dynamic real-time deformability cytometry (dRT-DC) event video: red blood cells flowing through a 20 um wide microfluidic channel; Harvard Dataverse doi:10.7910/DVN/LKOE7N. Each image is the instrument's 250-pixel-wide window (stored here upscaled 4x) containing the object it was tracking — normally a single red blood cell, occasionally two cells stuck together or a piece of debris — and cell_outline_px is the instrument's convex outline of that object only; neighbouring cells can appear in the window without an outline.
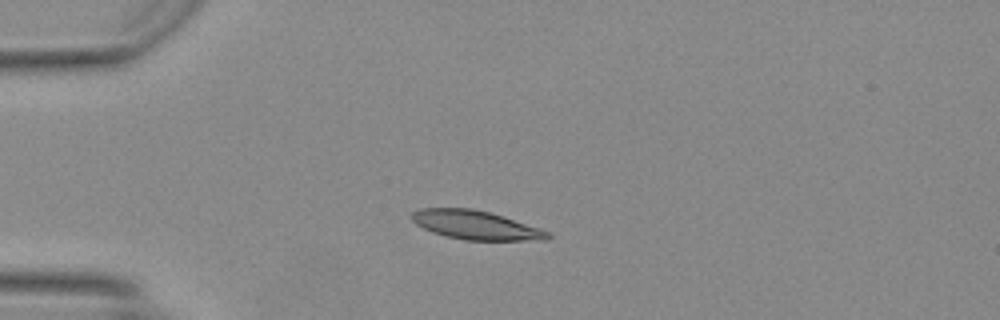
{"species": "Egyptian fruit bat (a non-hibernating species)", "species_latin": "Rousettus aegyptiacus", "temperature_condition": "warm", "stored_images_in_passage": 38, "camera_frame_rate_fps": 3000, "um_per_image_px": 0.085, "animal": {"sex": "female"}, "frame": {"image": 1, "passage_image": 1, "time_ms": 0.0, "image_size_px": [1000, 320], "cell_outline_px": [[552, 236], [548, 240], [464, 240], [432, 232], [416, 224], [412, 220], [412, 212], [420, 208], [472, 208], [488, 212], [540, 228], [548, 232]], "centroid_in_image_um": [40.43, 19.13], "position_along_channel_um": 44.6, "area_um2": 22.6}}
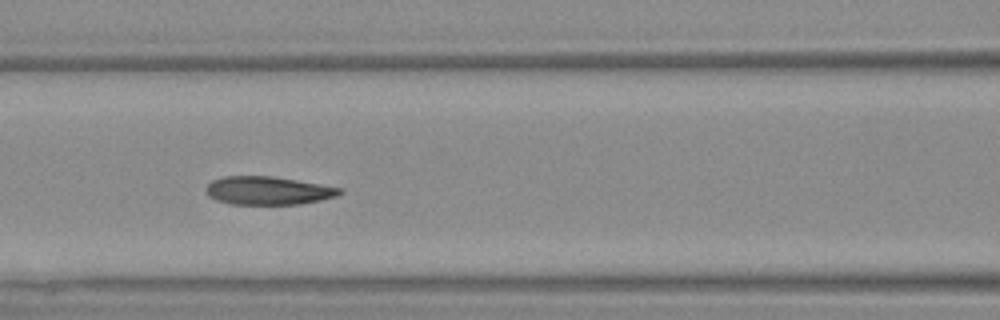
{"frame": {"image": 2, "passage_image": 10, "time_ms": 3.0, "image_size_px": [1000, 320], "cell_outline_px": [[344, 192], [336, 196], [320, 200], [300, 204], [232, 204], [216, 200], [208, 196], [204, 188], [212, 180], [224, 176], [272, 176], [344, 188]], "centroid_in_image_um": [22.78, 16.2], "position_along_channel_um": 143.8, "area_um2": 22.08}}
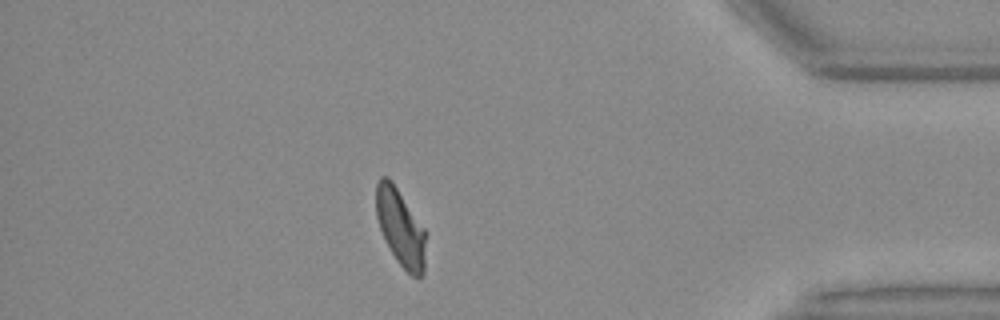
{"frame": {"image": 3, "passage_image": 31, "time_ms": 10.0, "image_size_px": [1000, 320], "cell_outline_px": [[424, 272], [420, 276], [412, 276], [396, 260], [380, 228], [376, 216], [376, 184], [380, 176], [388, 176], [392, 180], [424, 228]], "centroid_in_image_um": [34.01, 19.28], "position_along_channel_um": 401.2, "area_um2": 21.79}, "authors_computed_cell_mechanics": {"area_um2": 22.7443, "velocity_mm_per_s": 4.1935, "shape_relaxation_time_tau1_ms": 3.3795, "shape_relaxation_time_tau2_ms": 1.7769, "deformation_change_tau1": 0.1405, "deformation_change_tau2": 0.0671}}